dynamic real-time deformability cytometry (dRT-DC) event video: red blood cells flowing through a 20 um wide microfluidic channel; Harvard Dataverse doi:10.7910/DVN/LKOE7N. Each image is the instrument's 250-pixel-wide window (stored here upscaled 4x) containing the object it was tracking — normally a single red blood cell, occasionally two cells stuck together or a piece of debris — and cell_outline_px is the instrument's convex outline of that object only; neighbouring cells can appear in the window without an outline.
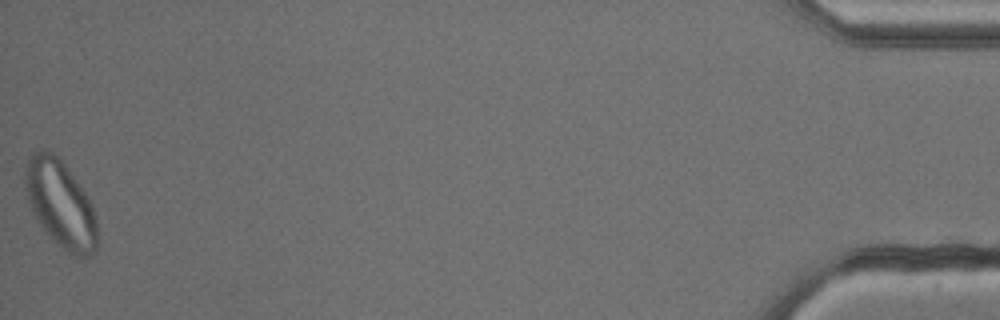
{"species": "common noctule bat (a hibernating species)", "species_latin": "Nyctalus noctula", "temperature_condition": "cold", "stored_images_in_passage": 52, "camera_frame_rate_fps": 3000, "um_per_image_px": 0.085, "animal": {"sex": "male", "body_mass_g": 13.3}, "frame": {"image": 1, "passage_image": 52, "time_ms": 17.0, "image_size_px": [1000, 320], "cell_outline_px": [[96, 252], [84, 260], [72, 256], [52, 240], [48, 236], [36, 220], [28, 200], [24, 184], [24, 172], [28, 160], [32, 152], [40, 148], [44, 148], [52, 152], [64, 164], [88, 196], [92, 204], [96, 216]], "centroid_in_image_um": [5.14, 17.37], "position_along_channel_um": 430.1, "area_um2": 37.05}}